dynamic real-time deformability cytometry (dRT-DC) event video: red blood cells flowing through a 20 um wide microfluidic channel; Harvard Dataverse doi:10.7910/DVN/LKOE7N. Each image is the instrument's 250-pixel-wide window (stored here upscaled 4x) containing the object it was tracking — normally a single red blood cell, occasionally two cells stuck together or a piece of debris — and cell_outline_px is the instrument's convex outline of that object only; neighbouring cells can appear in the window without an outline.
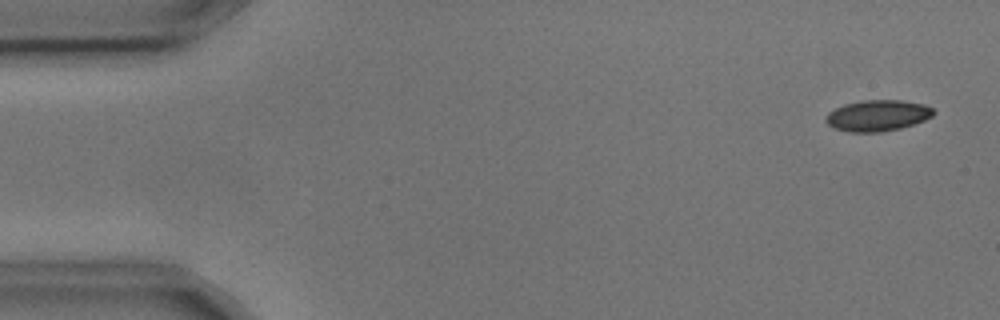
{"species": "common noctule bat (a hibernating species)", "species_latin": "Nyctalus noctula", "temperature_condition": "cold", "stored_images_in_passage": 4, "camera_frame_rate_fps": 3000, "um_per_image_px": 0.085, "animal": {"sex": "male", "body_mass_g": 17.9, "forearm_length_mm": 54.2}, "frame": {"image": 1, "passage_image": 1, "time_ms": 0.0, "image_size_px": [1000, 320], "cell_outline_px": [[936, 112], [932, 116], [924, 120], [900, 128], [880, 132], [848, 132], [832, 128], [824, 120], [824, 116], [828, 112], [844, 104], [864, 100], [900, 100], [924, 104], [932, 108]], "centroid_in_image_um": [74.55, 9.82], "position_along_channel_um": 10.4, "area_um2": 19.59}}